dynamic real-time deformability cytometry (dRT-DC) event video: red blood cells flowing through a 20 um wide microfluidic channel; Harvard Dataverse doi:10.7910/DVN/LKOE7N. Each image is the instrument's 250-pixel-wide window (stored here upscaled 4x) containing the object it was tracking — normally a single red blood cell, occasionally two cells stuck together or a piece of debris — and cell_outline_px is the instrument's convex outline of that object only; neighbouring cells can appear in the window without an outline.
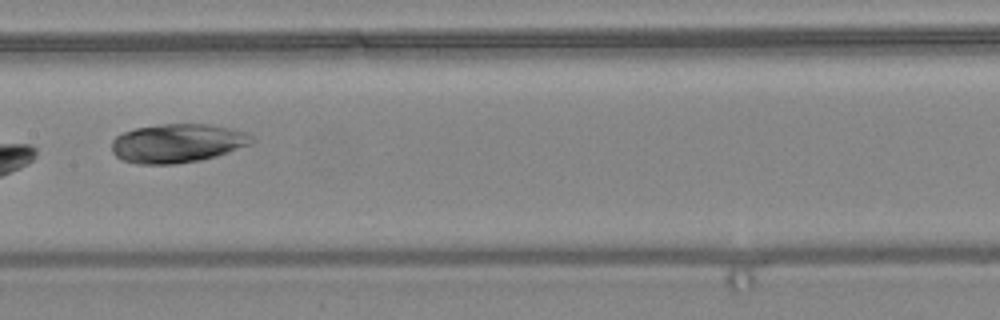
{"species": "common noctule bat (a hibernating species)", "species_latin": "Nyctalus noctula", "temperature_condition": "warm", "stored_images_in_passage": 5, "camera_frame_rate_fps": 3000, "um_per_image_px": 0.085, "animal": {"sex": "female", "body_mass_g": 24.6, "forearm_length_mm": 56.2}, "frame": {"image": 1, "passage_image": 4, "time_ms": 7.333, "image_size_px": [1000, 320], "cell_outline_px": [[256, 140], [252, 144], [216, 156], [200, 160], [176, 164], [136, 164], [124, 160], [116, 156], [112, 152], [112, 140], [116, 136], [124, 132], [136, 128], [160, 124], [208, 124], [248, 132]], "centroid_in_image_um": [15.1, 12.17], "position_along_channel_um": 192.3, "area_um2": 31.79}}
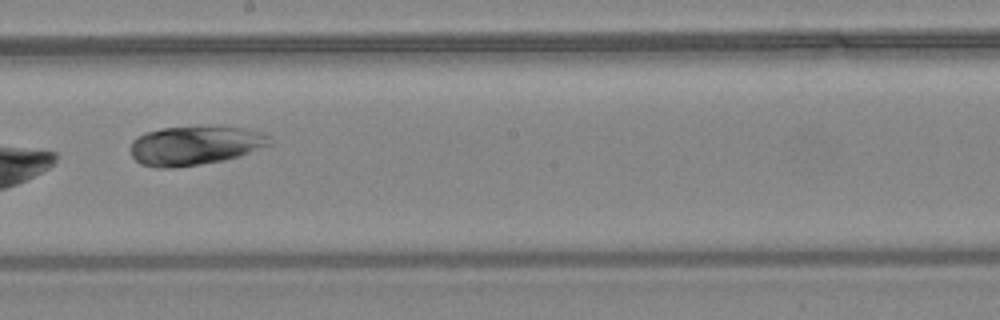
{"frame": {"image": 2, "passage_image": 5, "time_ms": 8.333, "image_size_px": [1000, 320], "cell_outline_px": [[272, 144], [240, 156], [224, 160], [200, 164], [172, 168], [156, 168], [140, 164], [132, 156], [132, 140], [136, 136], [144, 132], [160, 128], [208, 124], [216, 124], [240, 128], [260, 132], [272, 136]], "centroid_in_image_um": [16.59, 12.33], "position_along_channel_um": 231.6, "area_um2": 32.6}}